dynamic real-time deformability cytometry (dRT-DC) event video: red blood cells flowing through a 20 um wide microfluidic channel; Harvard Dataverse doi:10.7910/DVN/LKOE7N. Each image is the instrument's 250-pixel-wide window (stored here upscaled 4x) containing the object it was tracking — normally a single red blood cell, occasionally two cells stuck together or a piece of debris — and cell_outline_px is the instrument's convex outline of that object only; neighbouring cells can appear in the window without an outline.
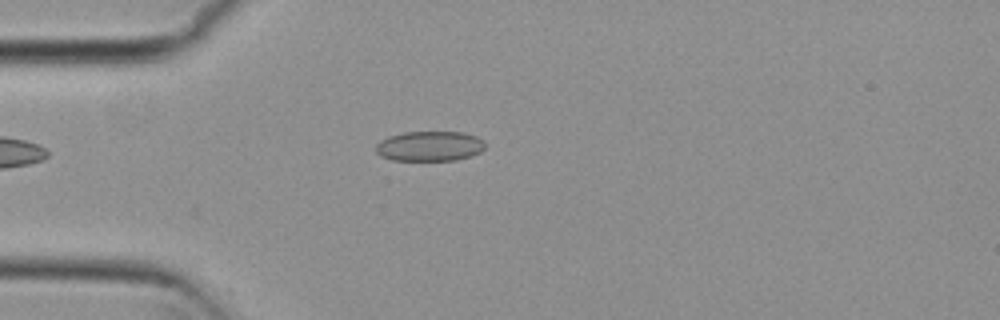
{"species": "common noctule bat (a hibernating species)", "species_latin": "Nyctalus noctula", "temperature_condition": "cold", "stored_images_in_passage": 4, "camera_frame_rate_fps": 3000, "um_per_image_px": 0.085, "animal": {"sex": "female", "body_mass_g": 29.2, "forearm_length_mm": 56.3}, "frame": {"image": 1, "passage_image": 4, "time_ms": 1.0, "image_size_px": [1000, 320], "cell_outline_px": [[484, 148], [480, 152], [472, 156], [456, 160], [392, 160], [380, 156], [376, 152], [376, 144], [380, 140], [388, 136], [404, 132], [464, 132], [476, 136], [484, 140]], "centroid_in_image_um": [36.52, 12.42], "position_along_channel_um": 48.5, "area_um2": 19.25}}